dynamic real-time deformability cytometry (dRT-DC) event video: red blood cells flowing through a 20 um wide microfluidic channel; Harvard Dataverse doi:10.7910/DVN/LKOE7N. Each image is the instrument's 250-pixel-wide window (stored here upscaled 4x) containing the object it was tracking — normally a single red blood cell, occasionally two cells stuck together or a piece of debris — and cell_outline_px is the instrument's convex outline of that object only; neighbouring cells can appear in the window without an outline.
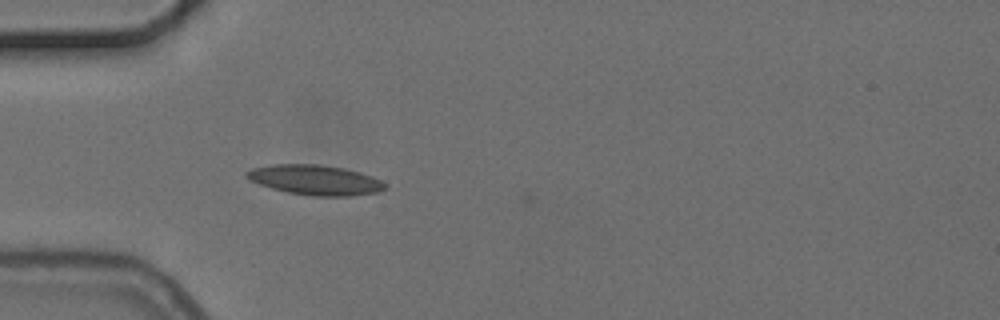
{"species": "common noctule bat (a hibernating species)", "species_latin": "Nyctalus noctula", "temperature_condition": "cold", "stored_images_in_passage": 1, "camera_frame_rate_fps": 3000, "um_per_image_px": 0.085, "animal": {"sex": "female", "body_mass_g": 24.6, "forearm_length_mm": 56.2}, "frame": {"image": 1, "passage_image": 1, "time_ms": 0.0, "image_size_px": [1000, 320], "cell_outline_px": [[388, 188], [380, 192], [352, 196], [312, 196], [288, 192], [272, 188], [260, 184], [244, 176], [244, 172], [252, 168], [272, 164], [320, 164], [344, 168], [360, 172], [372, 176], [388, 184]], "centroid_in_image_um": [26.84, 15.29], "position_along_channel_um": 58.2, "area_um2": 24.39}}